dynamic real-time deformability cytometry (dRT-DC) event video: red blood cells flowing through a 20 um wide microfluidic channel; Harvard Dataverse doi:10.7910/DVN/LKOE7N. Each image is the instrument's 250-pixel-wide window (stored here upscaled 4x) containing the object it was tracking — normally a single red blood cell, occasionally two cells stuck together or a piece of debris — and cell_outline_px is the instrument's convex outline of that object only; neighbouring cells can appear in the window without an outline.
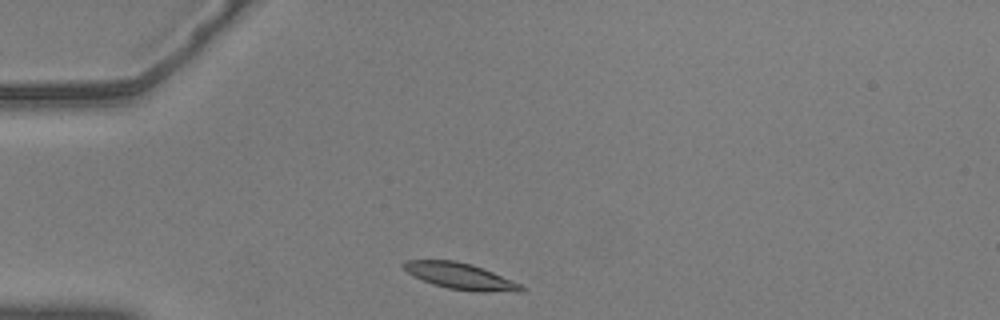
{"species": "common noctule bat (a hibernating species)", "species_latin": "Nyctalus noctula", "temperature_condition": "warm", "stored_images_in_passage": 35, "camera_frame_rate_fps": 3000, "um_per_image_px": 0.085, "animal": {"sex": "male", "body_mass_g": 20.5, "forearm_length_mm": 52.5}, "frame": {"image": 1, "passage_image": 1, "time_ms": 0.0, "image_size_px": [1000, 320], "cell_outline_px": [[528, 288], [524, 292], [476, 292], [448, 288], [432, 284], [408, 272], [400, 264], [404, 260], [456, 260], [472, 264], [492, 272], [520, 284]], "centroid_in_image_um": [39.17, 23.48], "position_along_channel_um": 45.8, "area_um2": 18.03}}
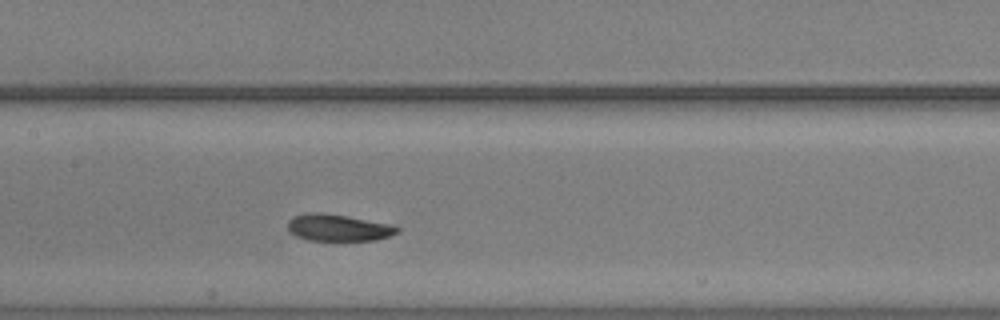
{"frame": {"image": 2, "passage_image": 14, "time_ms": 4.333, "image_size_px": [1000, 320], "cell_outline_px": [[400, 232], [376, 240], [308, 240], [296, 236], [288, 232], [288, 220], [292, 216], [308, 212], [320, 212], [344, 216], [388, 224], [400, 228]], "centroid_in_image_um": [28.68, 19.35], "position_along_channel_um": 178.7, "area_um2": 16.94}}
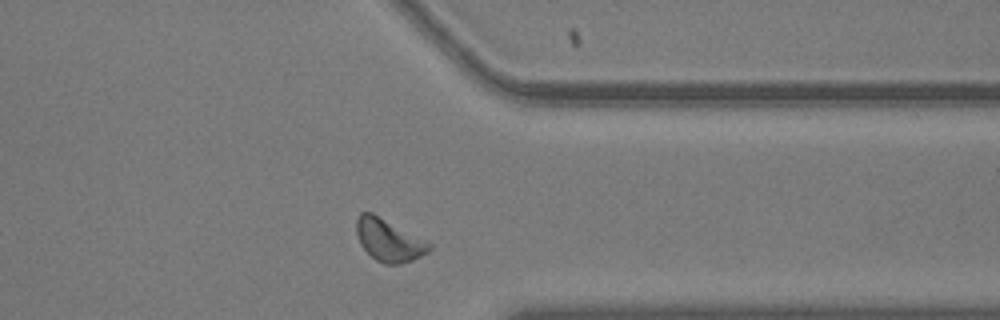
{"frame": {"image": 3, "passage_image": 31, "time_ms": 10.0, "image_size_px": [1000, 320], "cell_outline_px": [[432, 248], [428, 252], [412, 260], [400, 264], [384, 264], [376, 260], [360, 244], [356, 232], [356, 220], [360, 212], [372, 212], [428, 240], [432, 244]], "centroid_in_image_um": [33.07, 20.4], "position_along_channel_um": 378.3, "area_um2": 18.15}, "authors_computed_cell_mechanics": {"area_um2": 17.6868, "velocity_mm_per_s": 3.5911, "shape_relaxation_time_tau1_ms": 2.5664, "shape_relaxation_time_tau2_ms": 2.9896, "deformation_change_tau1": 0.1017, "deformation_change_tau2": 0.0821}}